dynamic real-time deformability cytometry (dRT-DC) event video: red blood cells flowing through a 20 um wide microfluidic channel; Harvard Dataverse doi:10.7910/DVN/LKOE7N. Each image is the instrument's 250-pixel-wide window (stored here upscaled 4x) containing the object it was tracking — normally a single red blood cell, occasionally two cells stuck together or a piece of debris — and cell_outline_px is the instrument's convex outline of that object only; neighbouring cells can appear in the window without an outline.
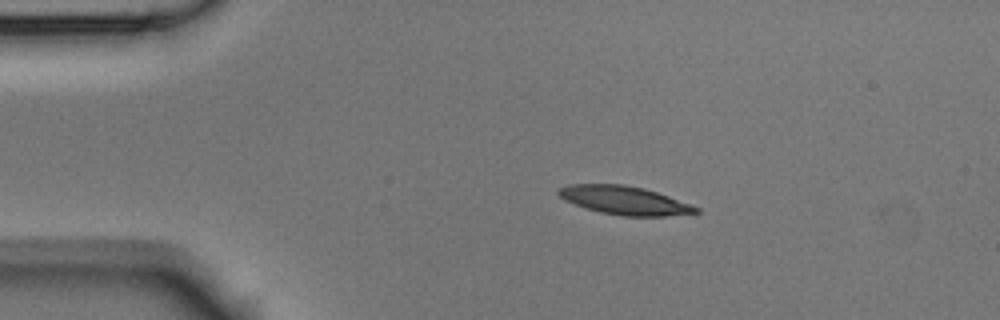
{"species": "Egyptian fruit bat (a non-hibernating species)", "species_latin": "Rousettus aegyptiacus", "temperature_condition": "room temperature", "stored_images_in_passage": 6, "camera_frame_rate_fps": 3000, "um_per_image_px": 0.085, "animal": {"sex": "male"}, "frame": {"image": 1, "passage_image": 1, "time_ms": 0.0, "image_size_px": [1000, 320], "cell_outline_px": [[700, 212], [664, 216], [624, 216], [600, 212], [584, 208], [564, 200], [556, 192], [560, 188], [568, 184], [624, 184], [644, 188], [692, 204], [700, 208]], "centroid_in_image_um": [53.07, 17.03], "position_along_channel_um": 31.9, "area_um2": 22.83}}
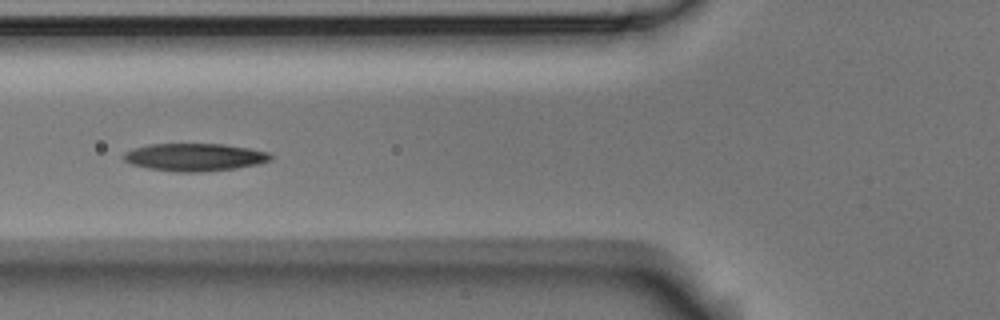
{"frame": {"image": 2, "passage_image": 4, "time_ms": 1.0, "image_size_px": [1000, 320], "cell_outline_px": [[272, 156], [268, 160], [260, 164], [236, 168], [200, 172], [172, 172], [148, 168], [132, 164], [124, 160], [120, 156], [124, 152], [132, 148], [148, 144], [224, 144], [248, 148], [268, 152]], "centroid_in_image_um": [16.48, 13.36], "position_along_channel_um": 109.3, "area_um2": 23.81}}
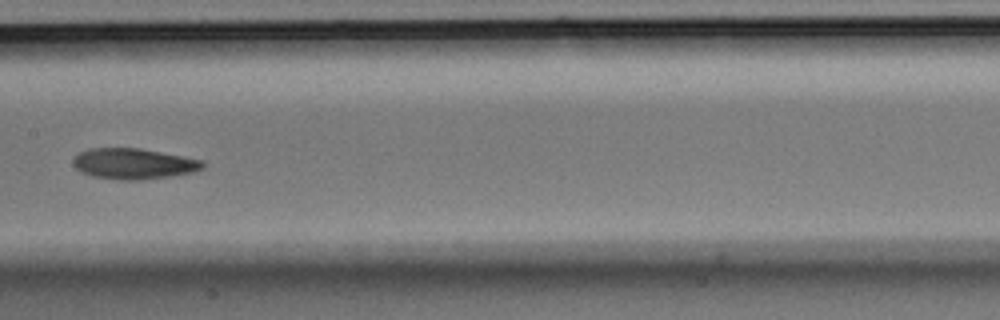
{"frame": {"image": 3, "passage_image": 6, "time_ms": 1.667, "image_size_px": [1000, 320], "cell_outline_px": [[204, 168], [192, 172], [168, 176], [140, 180], [120, 180], [92, 176], [80, 172], [72, 164], [72, 160], [80, 152], [88, 148], [140, 148], [204, 160]], "centroid_in_image_um": [11.33, 13.91], "position_along_channel_um": 196.1, "area_um2": 23.24}}